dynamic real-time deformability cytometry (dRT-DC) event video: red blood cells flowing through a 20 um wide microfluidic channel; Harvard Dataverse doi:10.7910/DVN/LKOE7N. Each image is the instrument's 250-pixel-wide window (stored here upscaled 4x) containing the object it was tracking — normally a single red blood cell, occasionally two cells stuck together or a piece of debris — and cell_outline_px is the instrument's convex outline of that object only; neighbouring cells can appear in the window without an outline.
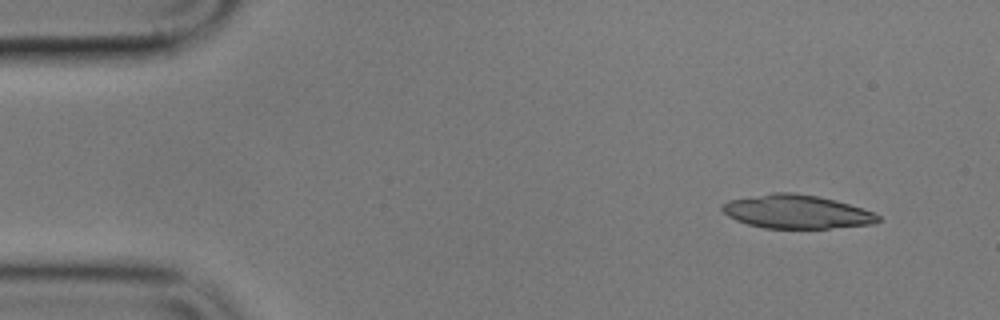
{"species": "common noctule bat (a hibernating species)", "species_latin": "Nyctalus noctula", "temperature_condition": "cold", "stored_images_in_passage": 5, "camera_frame_rate_fps": 3000, "um_per_image_px": 0.085, "animal": {"sex": "male", "body_mass_g": 17.9}, "frame": {"image": 1, "passage_image": 2, "time_ms": 1.333, "image_size_px": [1000, 320], "cell_outline_px": [[880, 220], [876, 224], [828, 228], [764, 228], [748, 224], [736, 220], [728, 216], [720, 208], [720, 204], [728, 200], [772, 192], [792, 192], [816, 196], [836, 200], [872, 212], [880, 216]], "centroid_in_image_um": [67.68, 17.99], "position_along_channel_um": 17.3, "area_um2": 30.52}}